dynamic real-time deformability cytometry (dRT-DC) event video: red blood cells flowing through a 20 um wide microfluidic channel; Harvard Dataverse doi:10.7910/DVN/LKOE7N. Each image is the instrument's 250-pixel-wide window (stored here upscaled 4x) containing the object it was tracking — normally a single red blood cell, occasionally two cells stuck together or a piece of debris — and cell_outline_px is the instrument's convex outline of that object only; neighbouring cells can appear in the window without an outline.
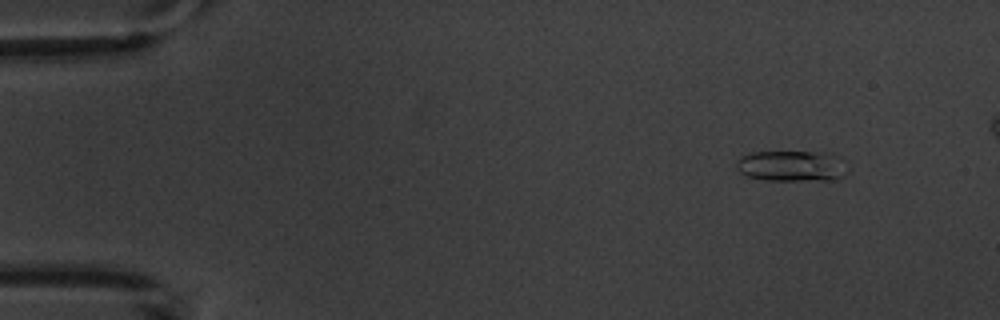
{"species": "common noctule bat (a hibernating species)", "species_latin": "Nyctalus noctula", "temperature_condition": "warm", "stored_images_in_passage": 5, "camera_frame_rate_fps": 3000, "um_per_image_px": 0.085, "animal": {"sex": "male", "body_mass_g": 20.1, "forearm_length_mm": 53.5}, "frame": {"image": 1, "passage_image": 1, "time_ms": 0.0, "image_size_px": [1000, 320], "cell_outline_px": [[844, 176], [836, 180], [764, 180], [748, 176], [740, 172], [736, 164], [736, 160], [740, 156], [748, 152], [824, 152], [840, 156], [844, 160]], "centroid_in_image_um": [67.28, 14.1], "position_along_channel_um": 17.7, "area_um2": 20.11}}